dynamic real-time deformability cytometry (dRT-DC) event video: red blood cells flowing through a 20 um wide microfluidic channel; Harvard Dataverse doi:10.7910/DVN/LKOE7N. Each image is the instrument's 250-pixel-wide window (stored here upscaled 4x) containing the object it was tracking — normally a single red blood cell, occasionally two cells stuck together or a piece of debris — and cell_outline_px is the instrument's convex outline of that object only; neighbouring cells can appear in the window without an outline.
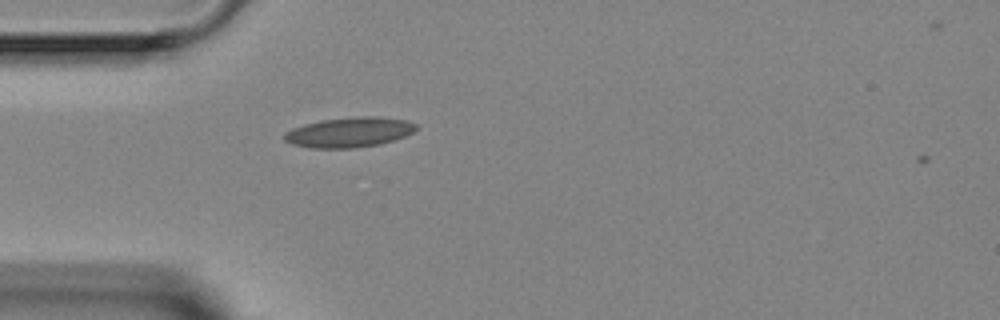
{"species": "Egyptian fruit bat (a non-hibernating species)", "species_latin": "Rousettus aegyptiacus", "temperature_condition": "room temperature", "stored_images_in_passage": 3, "camera_frame_rate_fps": 3000, "um_per_image_px": 0.085, "animal": {"sex": "female"}, "frame": {"image": 1, "passage_image": 3, "time_ms": 2.333, "image_size_px": [1000, 320], "cell_outline_px": [[416, 128], [412, 132], [404, 136], [380, 144], [356, 148], [312, 148], [292, 144], [284, 140], [284, 132], [292, 128], [304, 124], [320, 120], [356, 116], [380, 116], [408, 120], [416, 124]], "centroid_in_image_um": [29.67, 11.23], "position_along_channel_um": 55.3, "area_um2": 23.18}}